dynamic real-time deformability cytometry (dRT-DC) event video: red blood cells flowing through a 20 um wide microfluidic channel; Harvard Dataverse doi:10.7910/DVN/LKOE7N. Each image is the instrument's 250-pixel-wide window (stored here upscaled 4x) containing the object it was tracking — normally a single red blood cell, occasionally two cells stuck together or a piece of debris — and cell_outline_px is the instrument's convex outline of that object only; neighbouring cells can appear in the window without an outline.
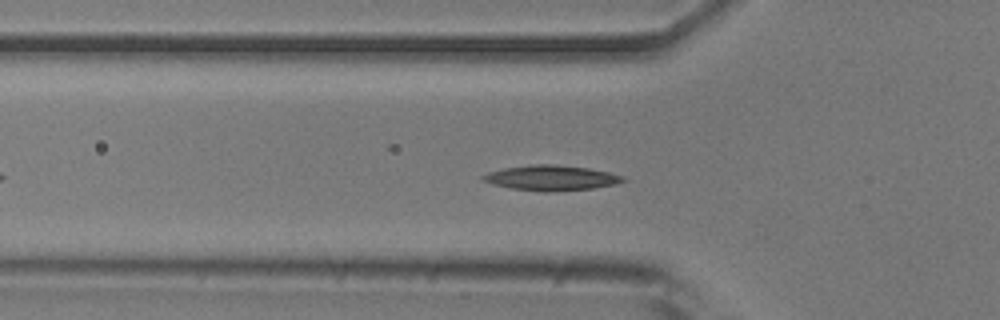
{"species": "common noctule bat (a hibernating species)", "species_latin": "Nyctalus noctula", "temperature_condition": "room temperature", "stored_images_in_passage": 47, "camera_frame_rate_fps": 3000, "um_per_image_px": 0.085, "animal": {"sex": "male", "body_mass_g": 20.5, "forearm_length_mm": 52.5}, "frame": {"image": 1, "passage_image": 11, "time_ms": 3.333, "image_size_px": [1000, 320], "cell_outline_px": [[628, 180], [616, 184], [592, 188], [544, 192], [512, 188], [492, 184], [480, 180], [480, 176], [488, 172], [504, 168], [532, 164], [556, 164], [588, 168], [608, 172], [624, 176]], "centroid_in_image_um": [46.84, 15.11], "position_along_channel_um": 79.0, "area_um2": 20.58}}
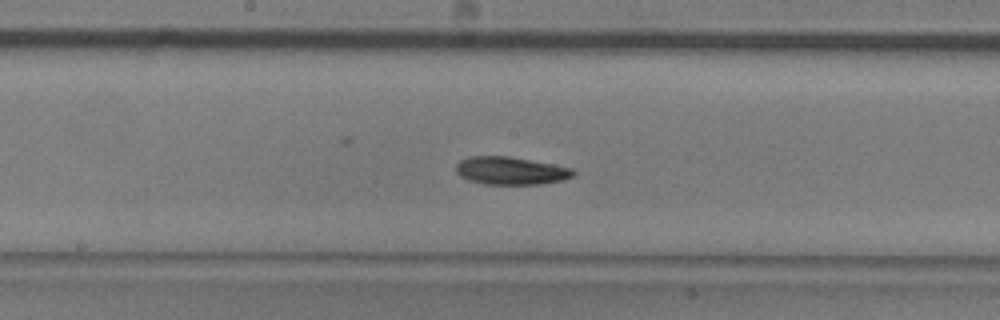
{"frame": {"image": 2, "passage_image": 21, "time_ms": 6.667, "image_size_px": [1000, 320], "cell_outline_px": [[576, 172], [572, 176], [564, 180], [540, 184], [484, 184], [468, 180], [460, 176], [456, 172], [456, 164], [460, 160], [472, 156], [508, 156], [552, 164], [572, 168]], "centroid_in_image_um": [43.4, 14.51], "position_along_channel_um": 204.8, "area_um2": 18.96}}
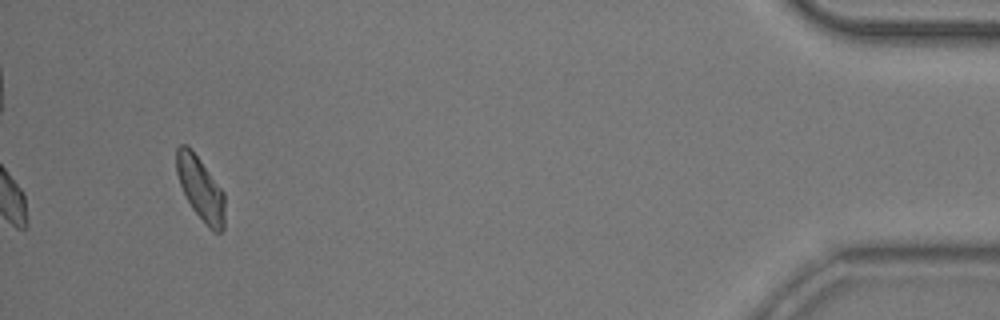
{"frame": {"image": 3, "passage_image": 44, "time_ms": 14.333, "image_size_px": [1000, 320], "cell_outline_px": [[224, 228], [220, 232], [212, 232], [208, 228], [192, 208], [180, 184], [176, 172], [176, 148], [180, 144], [188, 144], [224, 192]], "centroid_in_image_um": [17.04, 16.02], "position_along_channel_um": 418.2, "area_um2": 17.8}, "authors_computed_cell_mechanics": {"area_um2": 18.785, "velocity_mm_per_s": 3.7476, "shape_relaxation_time_tau1_ms": 3.3177, "shape_relaxation_time_tau2_ms": null, "deformation_change_tau1": 0.1056, "deformation_change_tau2": null}}